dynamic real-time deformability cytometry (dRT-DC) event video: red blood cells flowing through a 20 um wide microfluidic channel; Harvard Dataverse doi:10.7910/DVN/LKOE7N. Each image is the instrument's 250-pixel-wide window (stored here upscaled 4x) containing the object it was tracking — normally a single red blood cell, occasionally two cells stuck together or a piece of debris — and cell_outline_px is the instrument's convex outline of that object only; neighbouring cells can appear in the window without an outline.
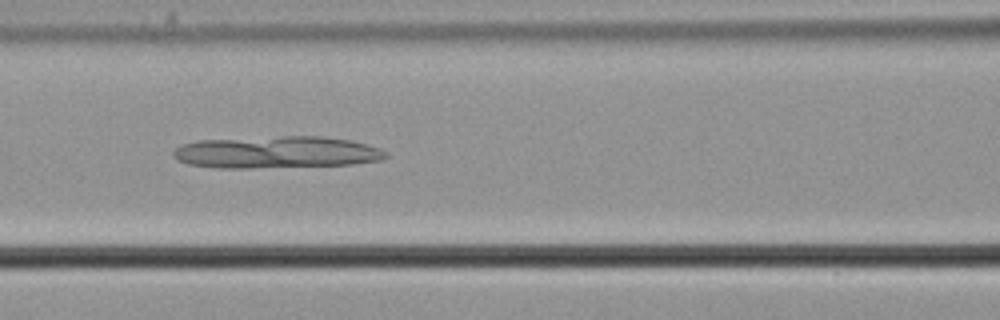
{"species": "common noctule bat (a hibernating species)", "species_latin": "Nyctalus noctula", "temperature_condition": "cold", "stored_images_in_passage": 55, "camera_frame_rate_fps": 3000, "um_per_image_px": 0.085, "animal": {"sex": "male", "body_mass_g": 21.5, "forearm_length_mm": 52.0}, "frame": {"image": 1, "passage_image": 24, "time_ms": 7.667, "image_size_px": [1000, 320], "cell_outline_px": [[388, 156], [380, 160], [352, 164], [248, 168], [216, 168], [188, 164], [176, 160], [172, 156], [172, 152], [180, 144], [200, 140], [280, 136], [324, 136], [348, 140], [380, 148], [388, 152]], "centroid_in_image_um": [23.46, 12.94], "position_along_channel_um": 143.1, "area_um2": 39.71}}
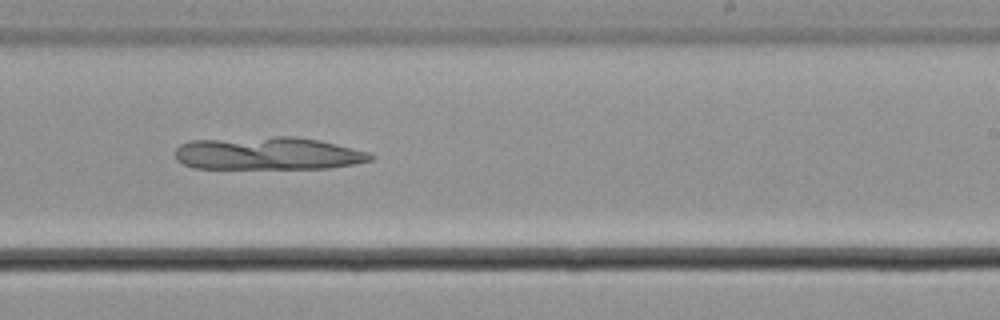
{"frame": {"image": 2, "passage_image": 34, "time_ms": 11.0, "image_size_px": [1000, 320], "cell_outline_px": [[376, 156], [372, 160], [352, 164], [328, 168], [192, 168], [176, 160], [176, 148], [180, 144], [192, 140], [272, 136], [296, 136], [320, 140], [368, 152]], "centroid_in_image_um": [22.76, 13.03], "position_along_channel_um": 266.2, "area_um2": 37.45}}
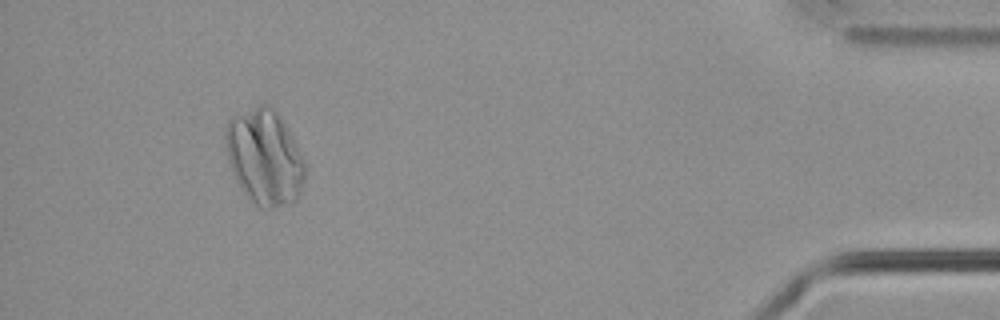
{"frame": {"image": 3, "passage_image": 51, "time_ms": 16.667, "image_size_px": [1000, 320], "cell_outline_px": [[304, 180], [300, 192], [296, 200], [272, 208], [260, 208], [244, 192], [236, 180], [232, 172], [228, 160], [224, 140], [224, 132], [228, 120], [232, 116], [260, 104], [268, 104], [272, 108], [288, 128], [304, 160]], "centroid_in_image_um": [22.46, 13.34], "position_along_channel_um": 412.7, "area_um2": 43.87}}